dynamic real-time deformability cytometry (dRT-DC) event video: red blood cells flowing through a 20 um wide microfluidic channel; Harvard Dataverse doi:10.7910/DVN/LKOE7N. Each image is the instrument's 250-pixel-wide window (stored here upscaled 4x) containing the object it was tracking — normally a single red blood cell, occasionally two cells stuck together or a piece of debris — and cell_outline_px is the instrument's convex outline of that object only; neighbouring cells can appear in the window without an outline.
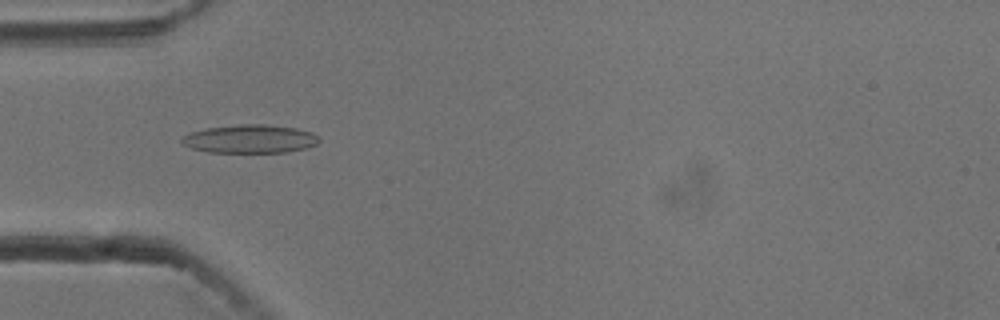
{"species": "common noctule bat (a hibernating species)", "species_latin": "Nyctalus noctula", "temperature_condition": "cold", "stored_images_in_passage": 54, "camera_frame_rate_fps": 3000, "um_per_image_px": 0.085, "animal": {"sex": "male", "body_mass_g": 13.3}, "frame": {"image": 1, "passage_image": 17, "time_ms": 5.333, "image_size_px": [1000, 320], "cell_outline_px": [[320, 140], [316, 144], [304, 148], [288, 152], [208, 152], [192, 148], [180, 144], [180, 140], [184, 136], [192, 132], [204, 128], [240, 124], [264, 124], [296, 128], [312, 132]], "centroid_in_image_um": [21.22, 11.8], "position_along_channel_um": 63.8, "area_um2": 22.66}}
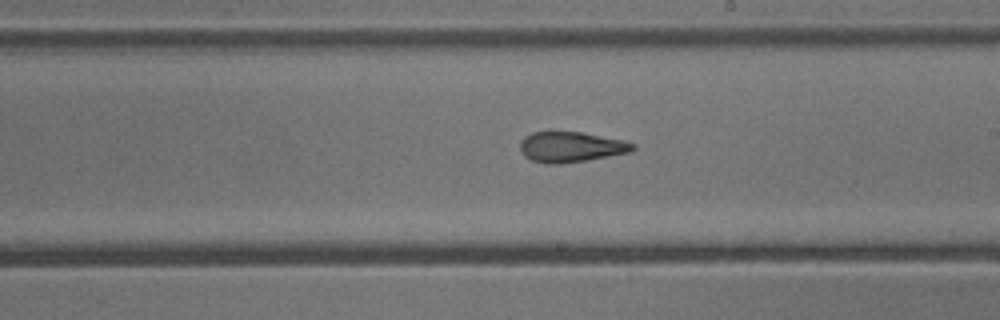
{"frame": {"image": 2, "passage_image": 31, "time_ms": 10.0, "image_size_px": [1000, 320], "cell_outline_px": [[636, 148], [632, 152], [588, 160], [560, 164], [548, 164], [532, 160], [524, 156], [520, 152], [520, 144], [524, 136], [532, 132], [580, 132], [624, 140], [636, 144]], "centroid_in_image_um": [48.55, 12.5], "position_along_channel_um": 240.4, "area_um2": 20.11}}
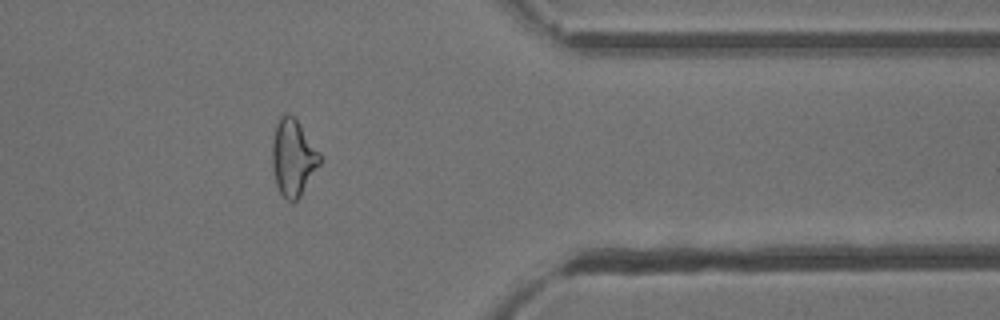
{"frame": {"image": 3, "passage_image": 44, "time_ms": 14.333, "image_size_px": [1000, 320], "cell_outline_px": [[320, 164], [300, 196], [292, 204], [280, 192], [276, 184], [272, 168], [272, 144], [276, 124], [280, 116], [284, 112], [288, 112], [296, 120], [320, 152]], "centroid_in_image_um": [24.9, 13.4], "position_along_channel_um": 386.5, "area_um2": 21.1}, "authors_computed_cell_mechanics": {"area_um2": 21.1548, "velocity_mm_per_s": 3.7826, "shape_relaxation_time_tau1_ms": null, "shape_relaxation_time_tau2_ms": 2.5844, "deformation_change_tau1": null, "deformation_change_tau2": 0.1175}}